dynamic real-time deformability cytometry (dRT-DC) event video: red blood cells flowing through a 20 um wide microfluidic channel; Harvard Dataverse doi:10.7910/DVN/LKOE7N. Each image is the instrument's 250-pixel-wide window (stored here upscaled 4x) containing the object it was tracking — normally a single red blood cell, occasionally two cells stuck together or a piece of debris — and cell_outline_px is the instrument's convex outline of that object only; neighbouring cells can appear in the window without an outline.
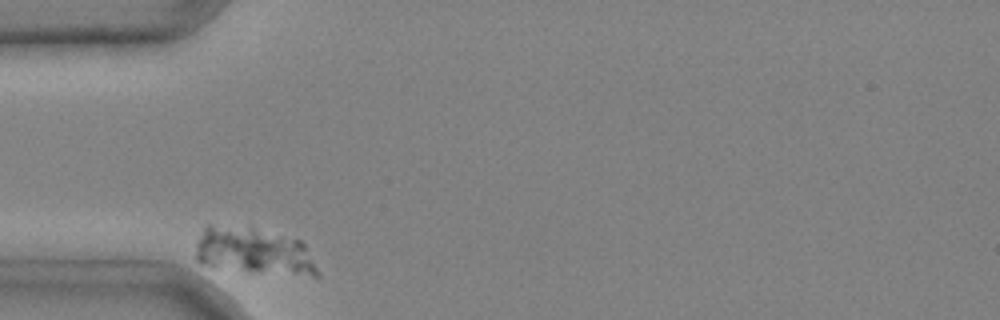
{"species": "common noctule bat (a hibernating species)", "species_latin": "Nyctalus noctula", "temperature_condition": "cold", "stored_images_in_passage": 3, "camera_frame_rate_fps": 3000, "um_per_image_px": 0.085, "animal": {"sex": "male", "body_mass_g": 20.4}, "frame": {"image": 1, "passage_image": 1, "time_ms": 0.0, "image_size_px": [1000, 320], "cell_outline_px": [[320, 280], [200, 264], [196, 260], [196, 244], [204, 228], [208, 224], [252, 228], [300, 240], [304, 244], [320, 276]], "centroid_in_image_um": [21.63, 21.4], "position_along_channel_um": 63.4, "area_um2": 33.18}}
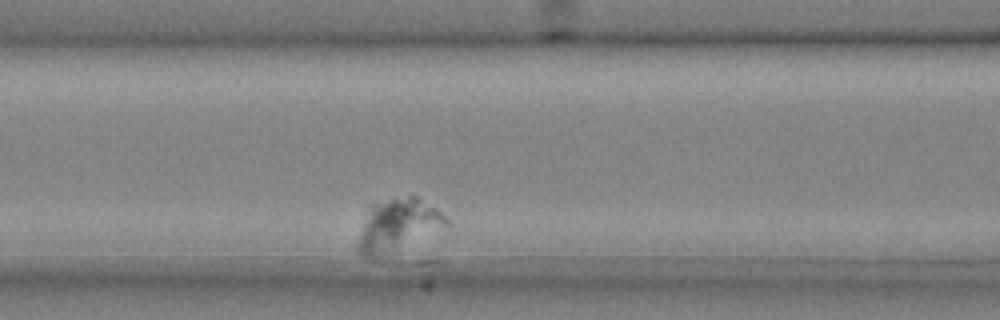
{"frame": {"image": 2, "passage_image": 3, "time_ms": 0.667, "image_size_px": [1000, 320], "cell_outline_px": [[448, 224], [388, 256], [372, 260], [356, 252], [356, 248], [368, 204], [408, 196], [416, 196], [436, 208], [448, 220]], "centroid_in_image_um": [33.73, 19.18], "position_along_channel_um": 132.9, "area_um2": 26.99}}